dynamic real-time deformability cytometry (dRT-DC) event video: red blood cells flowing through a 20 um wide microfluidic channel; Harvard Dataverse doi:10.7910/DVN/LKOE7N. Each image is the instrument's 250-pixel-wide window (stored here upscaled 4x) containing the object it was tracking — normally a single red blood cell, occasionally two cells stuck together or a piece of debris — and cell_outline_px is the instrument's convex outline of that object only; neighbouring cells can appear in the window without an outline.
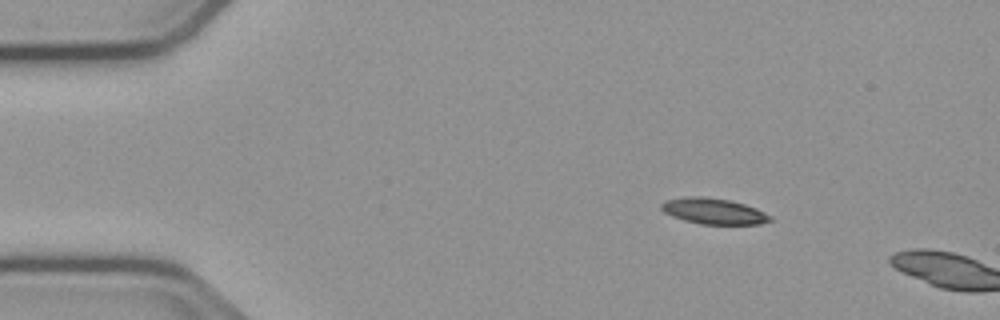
{"species": "common noctule bat (a hibernating species)", "species_latin": "Nyctalus noctula", "temperature_condition": "cold", "stored_images_in_passage": 3, "camera_frame_rate_fps": 3000, "um_per_image_px": 0.085, "animal": {"sex": "male", "body_mass_g": 23.1, "forearm_length_mm": 52.7}, "frame": {"image": 1, "passage_image": 1, "time_ms": 0.0, "image_size_px": [1000, 320], "cell_outline_px": [[772, 220], [760, 224], [700, 224], [684, 220], [672, 216], [664, 212], [660, 208], [660, 204], [664, 200], [684, 196], [704, 196], [728, 200], [744, 204], [756, 208], [772, 216]], "centroid_in_image_um": [60.62, 17.94], "position_along_channel_um": 24.4, "area_um2": 16.53}}